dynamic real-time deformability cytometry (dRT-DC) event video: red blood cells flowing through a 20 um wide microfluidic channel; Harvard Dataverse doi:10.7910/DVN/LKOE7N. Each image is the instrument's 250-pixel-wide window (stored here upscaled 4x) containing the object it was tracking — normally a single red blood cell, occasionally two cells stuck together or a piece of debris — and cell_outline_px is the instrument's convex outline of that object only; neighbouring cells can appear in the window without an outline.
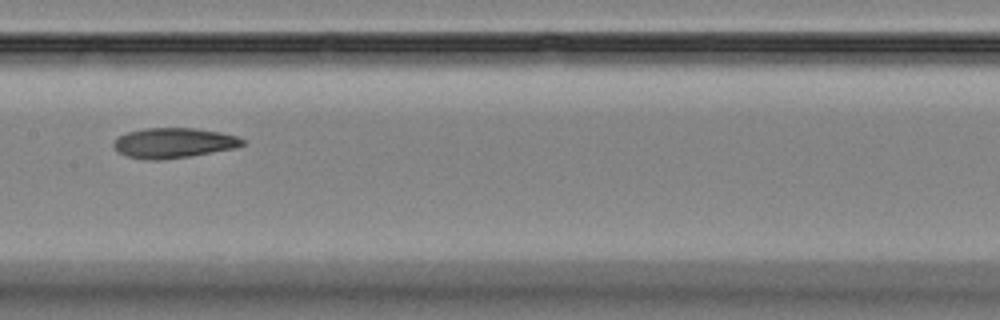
{"species": "Egyptian fruit bat (a non-hibernating species)", "species_latin": "Rousettus aegyptiacus", "temperature_condition": "room temperature", "stored_images_in_passage": 11, "camera_frame_rate_fps": 3000, "um_per_image_px": 0.085, "animal": {"sex": "female"}, "frame": {"image": 1, "passage_image": 8, "time_ms": 9.0, "image_size_px": [1000, 320], "cell_outline_px": [[248, 140], [244, 144], [236, 148], [188, 156], [156, 160], [148, 160], [128, 156], [120, 152], [112, 144], [116, 136], [128, 132], [144, 128], [196, 128], [220, 132], [236, 136]], "centroid_in_image_um": [14.78, 12.13], "position_along_channel_um": 192.6, "area_um2": 22.54}}
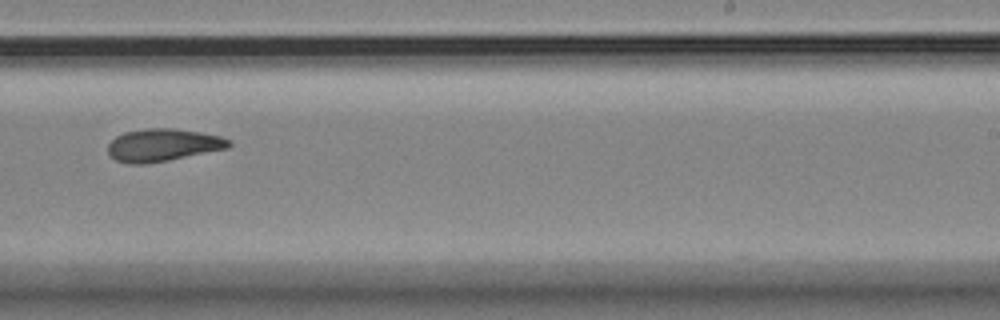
{"frame": {"image": 2, "passage_image": 10, "time_ms": 11.333, "image_size_px": [1000, 320], "cell_outline_px": [[232, 144], [228, 148], [168, 160], [144, 164], [128, 164], [116, 160], [108, 152], [108, 144], [116, 136], [124, 132], [144, 128], [172, 128], [200, 132], [220, 136], [232, 140]], "centroid_in_image_um": [13.85, 12.32], "position_along_channel_um": 275.2, "area_um2": 22.95}}
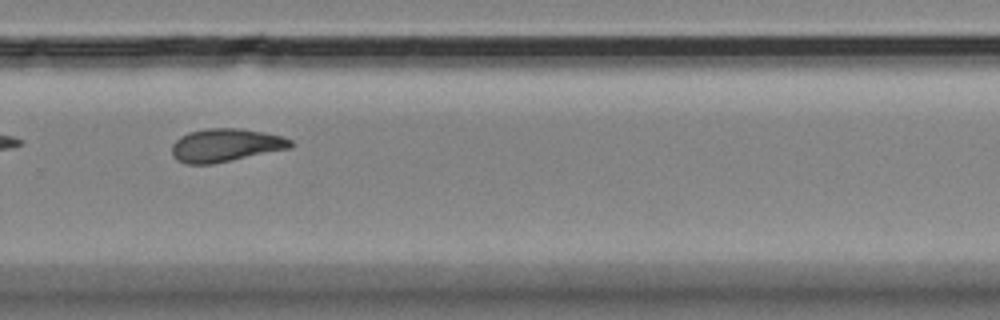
{"frame": {"image": 3, "passage_image": 11, "time_ms": 12.333, "image_size_px": [1000, 320], "cell_outline_px": [[296, 144], [292, 148], [212, 164], [188, 164], [176, 160], [172, 156], [172, 144], [180, 136], [188, 132], [204, 128], [240, 128], [264, 132], [284, 136], [292, 140]], "centroid_in_image_um": [19.2, 12.33], "position_along_channel_um": 310.6, "area_um2": 23.29}}